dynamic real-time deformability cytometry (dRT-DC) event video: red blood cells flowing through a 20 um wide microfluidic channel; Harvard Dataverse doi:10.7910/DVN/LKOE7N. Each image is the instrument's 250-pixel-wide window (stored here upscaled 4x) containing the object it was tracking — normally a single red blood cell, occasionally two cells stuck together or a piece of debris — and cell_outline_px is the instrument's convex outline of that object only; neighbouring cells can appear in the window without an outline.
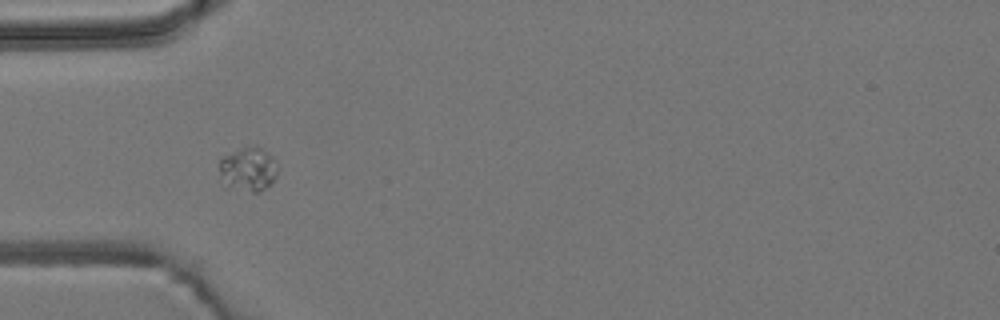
{"species": "common noctule bat (a hibernating species)", "species_latin": "Nyctalus noctula", "temperature_condition": "room temperature", "stored_images_in_passage": 7, "camera_frame_rate_fps": 3000, "um_per_image_px": 0.085, "animal": {"sex": "male", "body_mass_g": 19.2, "forearm_length_mm": 51.8}, "frame": {"image": 1, "passage_image": 6, "time_ms": 5.667, "image_size_px": [1000, 320], "cell_outline_px": [[276, 176], [260, 192], [252, 192], [224, 188], [220, 172], [220, 160], [224, 156], [240, 148], [260, 148], [272, 156], [276, 168]], "centroid_in_image_um": [21.04, 14.43], "position_along_channel_um": 64.0, "area_um2": 14.62}}
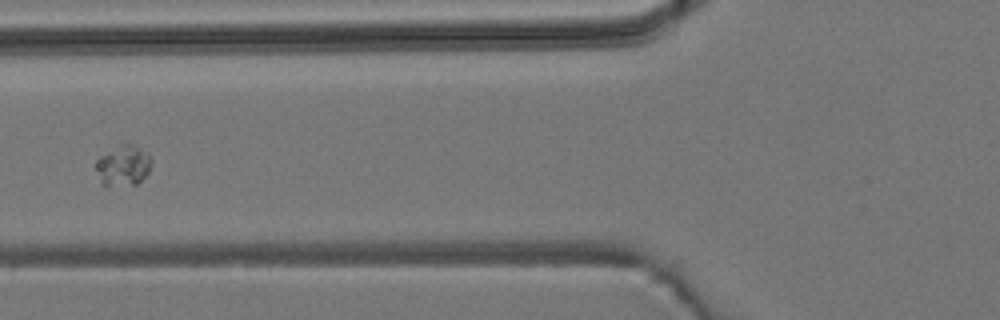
{"frame": {"image": 2, "passage_image": 7, "time_ms": 7.0, "image_size_px": [1000, 320], "cell_outline_px": [[152, 164], [148, 172], [136, 184], [104, 188], [100, 184], [96, 168], [96, 160], [100, 156], [128, 140], [148, 152], [152, 160]], "centroid_in_image_um": [10.47, 14.07], "position_along_channel_um": 115.3, "area_um2": 13.64}}